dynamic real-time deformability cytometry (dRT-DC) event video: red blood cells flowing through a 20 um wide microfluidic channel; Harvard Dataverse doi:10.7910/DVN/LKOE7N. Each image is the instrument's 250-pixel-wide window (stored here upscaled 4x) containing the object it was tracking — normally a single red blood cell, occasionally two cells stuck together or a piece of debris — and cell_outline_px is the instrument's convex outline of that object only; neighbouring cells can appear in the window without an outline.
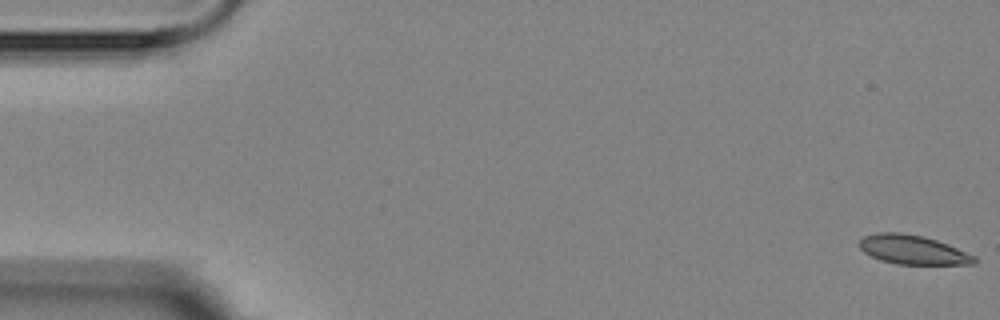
{"species": "Egyptian fruit bat (a non-hibernating species)", "species_latin": "Rousettus aegyptiacus", "temperature_condition": "room temperature", "stored_images_in_passage": 6, "camera_frame_rate_fps": 3000, "um_per_image_px": 0.085, "animal": {"sex": "female"}, "frame": {"image": 1, "passage_image": 1, "time_ms": 0.0, "image_size_px": [1000, 320], "cell_outline_px": [[976, 264], [896, 264], [880, 260], [864, 252], [860, 248], [860, 240], [864, 236], [876, 232], [900, 232], [924, 236], [948, 244], [976, 256]], "centroid_in_image_um": [77.59, 21.22], "position_along_channel_um": 7.4, "area_um2": 19.54}}